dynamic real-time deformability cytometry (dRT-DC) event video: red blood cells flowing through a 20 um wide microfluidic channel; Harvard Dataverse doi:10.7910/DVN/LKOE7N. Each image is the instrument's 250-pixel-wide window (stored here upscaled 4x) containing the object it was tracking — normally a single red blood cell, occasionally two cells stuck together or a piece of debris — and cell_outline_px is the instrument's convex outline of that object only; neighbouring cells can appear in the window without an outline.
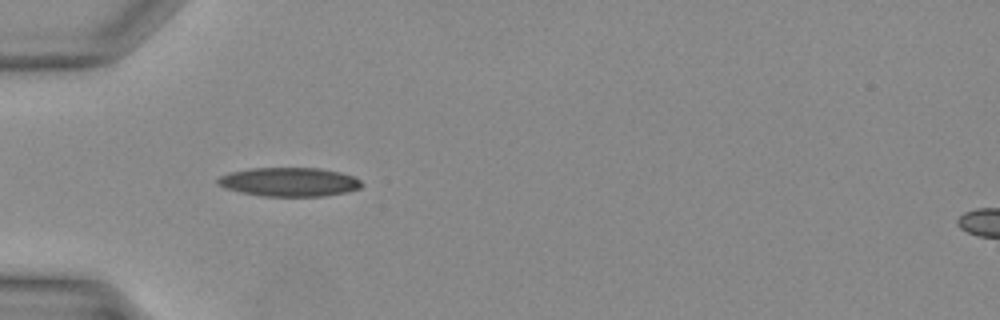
{"species": "Egyptian fruit bat (a non-hibernating species)", "species_latin": "Rousettus aegyptiacus", "temperature_condition": "warm", "stored_images_in_passage": 18, "camera_frame_rate_fps": 3000, "um_per_image_px": 0.085, "animal": {"sex": "female"}, "frame": {"image": 1, "passage_image": 1, "time_ms": 0.0, "image_size_px": [1000, 320], "cell_outline_px": [[364, 184], [360, 188], [348, 192], [324, 196], [264, 196], [240, 192], [224, 188], [216, 184], [216, 180], [220, 176], [228, 172], [248, 168], [320, 168], [340, 172], [352, 176], [360, 180]], "centroid_in_image_um": [24.56, 15.46], "position_along_channel_um": 60.4, "area_um2": 24.45}}